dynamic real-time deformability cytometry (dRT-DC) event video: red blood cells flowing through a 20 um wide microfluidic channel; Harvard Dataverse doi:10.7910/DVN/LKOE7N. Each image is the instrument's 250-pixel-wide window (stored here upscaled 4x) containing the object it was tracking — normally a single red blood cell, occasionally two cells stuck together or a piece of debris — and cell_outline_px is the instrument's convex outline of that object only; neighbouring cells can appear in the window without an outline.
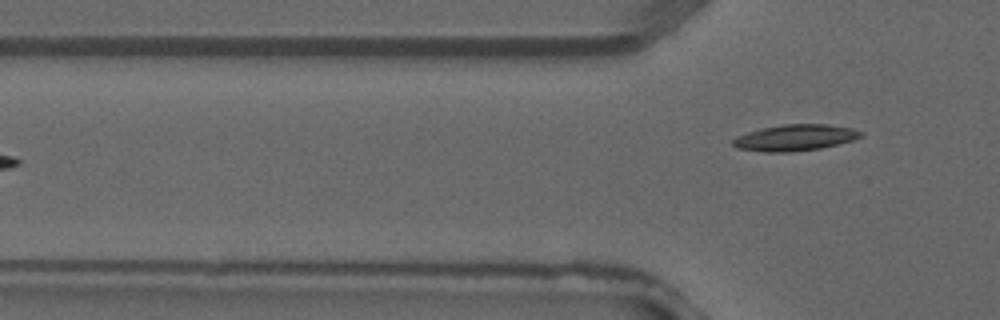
{"species": "common noctule bat (a hibernating species)", "species_latin": "Nyctalus noctula", "temperature_condition": "warm", "stored_images_in_passage": 5, "camera_frame_rate_fps": 3000, "um_per_image_px": 0.085, "animal": {"sex": "male", "forearm_length_mm": 52.5}, "frame": {"image": 1, "passage_image": 5, "time_ms": 1.333, "image_size_px": [1000, 320], "cell_outline_px": [[864, 136], [852, 140], [820, 148], [792, 152], [764, 152], [736, 148], [732, 144], [732, 140], [736, 136], [760, 128], [784, 124], [828, 124], [852, 128], [864, 132]], "centroid_in_image_um": [67.57, 11.7], "position_along_channel_um": 58.2, "area_um2": 19.65}}